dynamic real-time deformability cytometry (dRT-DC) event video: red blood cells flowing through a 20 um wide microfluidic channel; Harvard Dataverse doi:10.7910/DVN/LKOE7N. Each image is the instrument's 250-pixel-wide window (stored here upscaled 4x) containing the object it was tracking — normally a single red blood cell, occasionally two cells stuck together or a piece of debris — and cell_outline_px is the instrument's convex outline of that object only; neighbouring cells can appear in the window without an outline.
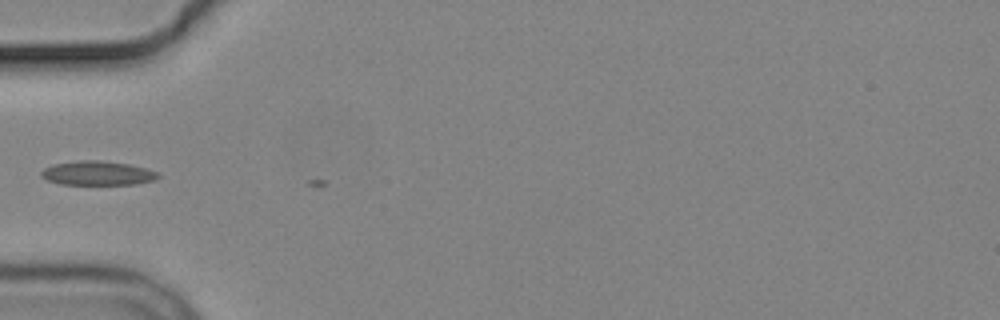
{"species": "common noctule bat (a hibernating species)", "species_latin": "Nyctalus noctula", "temperature_condition": "cold", "stored_images_in_passage": 7, "segment_of_instrument_passage": [2, 2], "camera_frame_rate_fps": 3000, "um_per_image_px": 0.085, "animal": {"sex": "male", "body_mass_g": 19.2, "forearm_length_mm": 51.8}, "frame": {"image": 1, "passage_image": 6, "time_ms": 5.667, "image_size_px": [1000, 320], "cell_outline_px": [[160, 176], [156, 180], [136, 184], [60, 184], [48, 180], [40, 176], [40, 172], [44, 168], [52, 164], [76, 160], [100, 160], [128, 164], [160, 172]], "centroid_in_image_um": [8.29, 14.71], "position_along_channel_um": 76.7, "area_um2": 16.59}}